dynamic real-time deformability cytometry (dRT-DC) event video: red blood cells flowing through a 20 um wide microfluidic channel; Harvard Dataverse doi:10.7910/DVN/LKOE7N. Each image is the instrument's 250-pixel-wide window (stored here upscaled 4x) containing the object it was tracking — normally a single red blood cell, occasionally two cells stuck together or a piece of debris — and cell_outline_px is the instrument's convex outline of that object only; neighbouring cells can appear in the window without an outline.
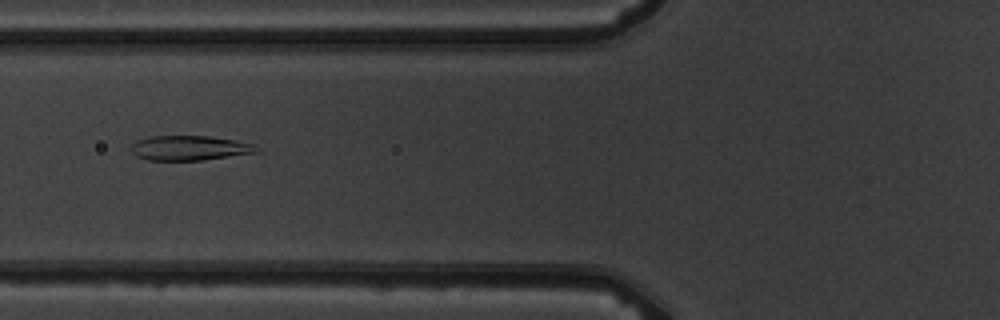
{"species": "common noctule bat (a hibernating species)", "species_latin": "Nyctalus noctula", "temperature_condition": "warm", "stored_images_in_passage": 8, "camera_frame_rate_fps": 3000, "um_per_image_px": 0.085, "animal": {"sex": "male", "body_mass_g": 19.5, "forearm_length_mm": 54.6}, "frame": {"image": 1, "passage_image": 6, "time_ms": 6.333, "image_size_px": [1000, 320], "cell_outline_px": [[260, 152], [204, 160], [148, 160], [136, 156], [132, 152], [132, 144], [136, 140], [148, 136], [208, 136], [236, 140], [252, 144], [260, 148]], "centroid_in_image_um": [16.13, 12.58], "position_along_channel_um": 109.7, "area_um2": 18.21}}
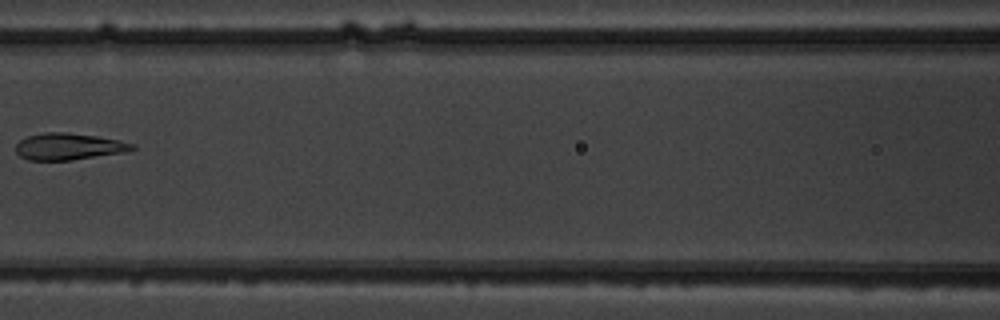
{"frame": {"image": 2, "passage_image": 7, "time_ms": 7.667, "image_size_px": [1000, 320], "cell_outline_px": [[136, 148], [124, 152], [72, 160], [28, 160], [20, 156], [16, 152], [16, 144], [20, 140], [28, 136], [44, 132], [68, 132], [96, 136], [120, 140], [136, 144]], "centroid_in_image_um": [5.84, 12.45], "position_along_channel_um": 160.8, "area_um2": 18.15}}
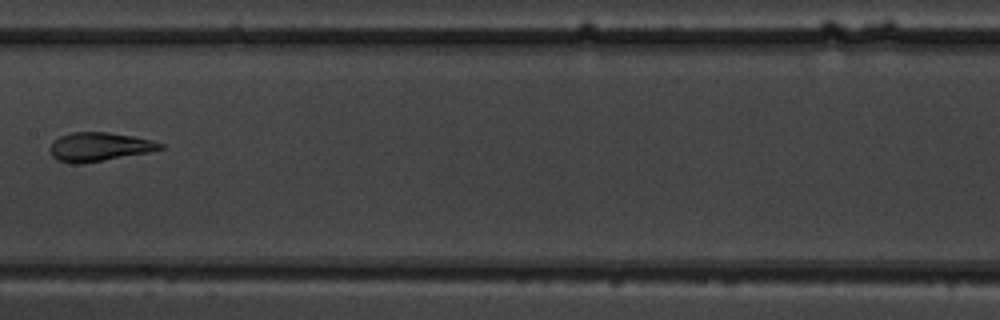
{"frame": {"image": 3, "passage_image": 8, "time_ms": 8.667, "image_size_px": [1000, 320], "cell_outline_px": [[164, 148], [148, 152], [104, 160], [80, 164], [72, 164], [56, 160], [52, 156], [52, 144], [60, 136], [72, 132], [108, 132], [132, 136], [152, 140], [164, 144]], "centroid_in_image_um": [8.45, 12.48], "position_along_channel_um": 198.9, "area_um2": 18.26}}